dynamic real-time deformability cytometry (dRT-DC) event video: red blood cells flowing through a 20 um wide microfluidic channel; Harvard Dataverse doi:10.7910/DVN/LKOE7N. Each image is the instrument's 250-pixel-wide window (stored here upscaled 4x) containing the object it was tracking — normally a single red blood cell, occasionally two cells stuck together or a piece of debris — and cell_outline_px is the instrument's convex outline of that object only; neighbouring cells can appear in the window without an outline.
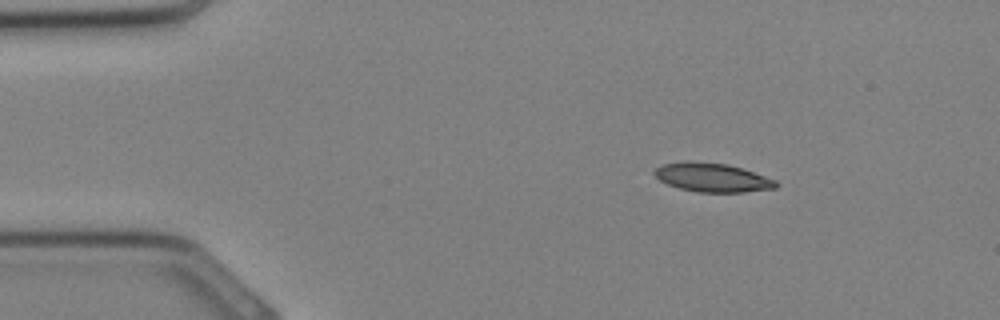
{"species": "Egyptian fruit bat (a non-hibernating species)", "species_latin": "Rousettus aegyptiacus", "temperature_condition": "cold", "stored_images_in_passage": 32, "camera_frame_rate_fps": 3000, "um_per_image_px": 0.085, "animal": {"sex": "female"}, "frame": {"image": 1, "passage_image": 4, "time_ms": 1.0, "image_size_px": [1000, 320], "cell_outline_px": [[780, 184], [776, 188], [744, 192], [696, 192], [680, 188], [668, 184], [660, 180], [652, 172], [656, 168], [664, 164], [688, 160], [728, 164], [776, 180]], "centroid_in_image_um": [60.54, 15.08], "position_along_channel_um": 24.5, "area_um2": 20.35}}
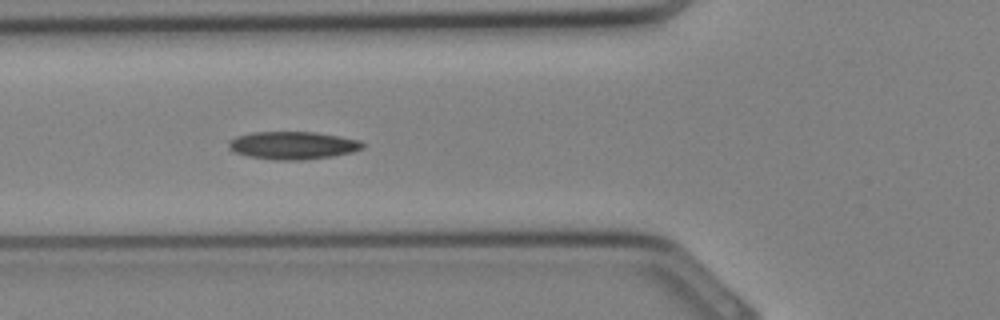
{"frame": {"image": 2, "passage_image": 11, "time_ms": 3.333, "image_size_px": [1000, 320], "cell_outline_px": [[364, 148], [352, 152], [332, 156], [304, 160], [272, 160], [248, 156], [236, 152], [228, 148], [228, 140], [236, 136], [252, 132], [316, 132], [340, 136], [360, 140], [364, 144]], "centroid_in_image_um": [24.89, 12.35], "position_along_channel_um": 100.9, "area_um2": 21.85}}
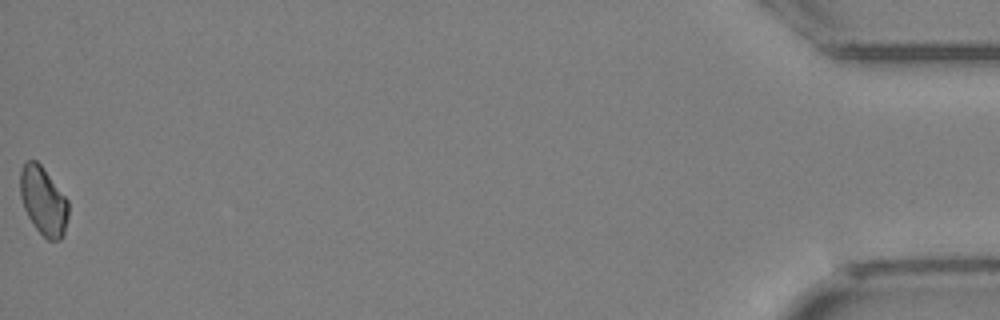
{"frame": {"image": 3, "passage_image": 32, "time_ms": 10.333, "image_size_px": [1000, 320], "cell_outline_px": [[68, 216], [64, 236], [60, 240], [48, 240], [36, 228], [28, 216], [24, 208], [20, 196], [20, 168], [24, 160], [36, 160], [40, 164], [68, 200]], "centroid_in_image_um": [3.67, 17.07], "position_along_channel_um": 431.5, "area_um2": 19.19}}